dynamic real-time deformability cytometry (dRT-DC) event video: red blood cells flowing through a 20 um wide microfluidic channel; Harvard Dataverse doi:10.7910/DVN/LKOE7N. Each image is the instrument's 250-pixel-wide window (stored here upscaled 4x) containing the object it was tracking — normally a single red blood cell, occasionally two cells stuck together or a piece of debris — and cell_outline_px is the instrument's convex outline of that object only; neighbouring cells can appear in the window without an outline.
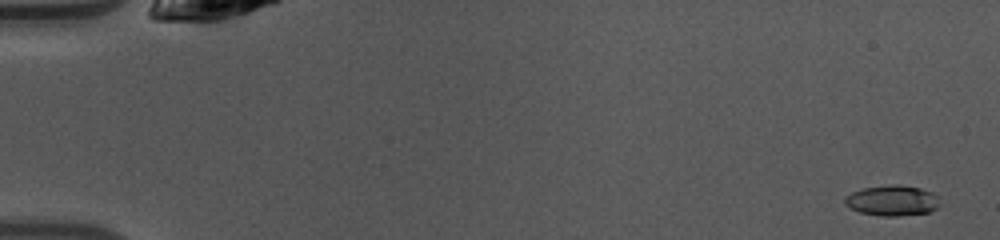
{"species": "common noctule bat (a hibernating species)", "species_latin": "Nyctalus noctula", "temperature_condition": "warm", "stored_images_in_passage": 49, "camera_frame_rate_fps": 3000, "um_per_image_px": 0.085, "animal": {"sex": "female", "body_mass_g": 10.0, "forearm_length_mm": 53.1}, "frame": {"image": 1, "passage_image": 2, "time_ms": 0.333, "image_size_px": [1000, 240], "cell_outline_px": [[940, 204], [936, 208], [928, 212], [900, 216], [880, 216], [860, 212], [848, 208], [844, 204], [844, 196], [860, 188], [892, 184], [900, 184], [920, 188], [932, 192], [936, 196]], "centroid_in_image_um": [75.79, 17.04], "position_along_channel_um": 9.2, "area_um2": 17.11}}
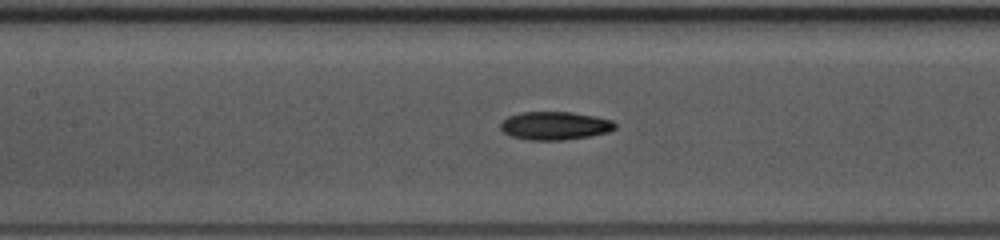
{"frame": {"image": 2, "passage_image": 23, "time_ms": 7.333, "image_size_px": [1000, 240], "cell_outline_px": [[616, 128], [608, 132], [588, 136], [564, 140], [532, 140], [512, 136], [504, 132], [500, 128], [500, 124], [508, 116], [520, 112], [572, 112], [596, 116], [612, 120], [616, 124]], "centroid_in_image_um": [47.18, 10.67], "position_along_channel_um": 160.2, "area_um2": 18.79}}
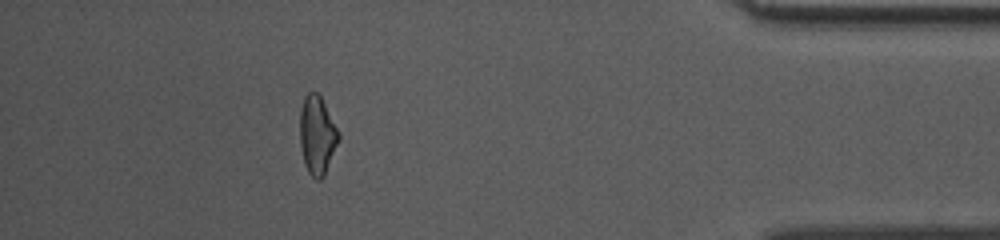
{"frame": {"image": 3, "passage_image": 44, "time_ms": 14.333, "image_size_px": [1000, 240], "cell_outline_px": [[340, 140], [324, 176], [320, 180], [316, 180], [308, 172], [304, 164], [300, 144], [300, 108], [304, 96], [308, 92], [316, 92], [320, 96], [340, 132]], "centroid_in_image_um": [26.96, 11.5], "position_along_channel_um": 408.2, "area_um2": 17.92}, "authors_computed_cell_mechanics": {"area_um2": 17.7446, "velocity_mm_per_s": 4.147, "shape_relaxation_time_tau1_ms": 4.8155, "shape_relaxation_time_tau2_ms": 2.321, "deformation_change_tau1": 0.1667, "deformation_change_tau2": 0.0864}}